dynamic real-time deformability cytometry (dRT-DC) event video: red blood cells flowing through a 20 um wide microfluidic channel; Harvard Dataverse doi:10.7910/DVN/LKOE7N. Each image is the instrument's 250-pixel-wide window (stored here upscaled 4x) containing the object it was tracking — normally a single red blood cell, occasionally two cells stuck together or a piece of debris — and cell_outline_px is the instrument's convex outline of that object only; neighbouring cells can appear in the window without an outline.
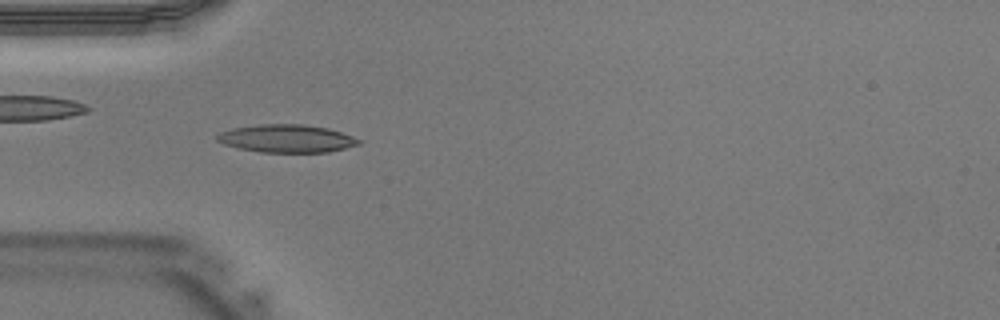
{"species": "Egyptian fruit bat (a non-hibernating species)", "species_latin": "Rousettus aegyptiacus", "temperature_condition": "warm", "stored_images_in_passage": 34, "camera_frame_rate_fps": 3000, "um_per_image_px": 0.085, "animal": {"sex": "male"}, "frame": {"image": 1, "passage_image": 6, "time_ms": 1.667, "image_size_px": [1000, 320], "cell_outline_px": [[364, 140], [360, 144], [328, 152], [260, 152], [240, 148], [224, 144], [216, 140], [216, 136], [220, 132], [232, 128], [256, 124], [304, 124], [328, 128]], "centroid_in_image_um": [24.37, 11.76], "position_along_channel_um": 60.6, "area_um2": 23.06}}
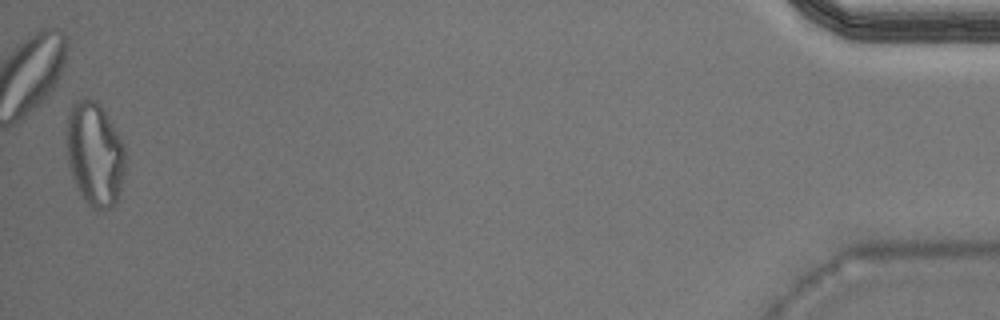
{"frame": {"image": 2, "passage_image": 34, "time_ms": 11.0, "image_size_px": [1000, 320], "cell_outline_px": [[124, 172], [120, 192], [116, 200], [108, 208], [92, 208], [84, 200], [72, 176], [68, 164], [64, 132], [68, 112], [72, 104], [76, 100], [84, 96], [96, 100], [100, 104], [120, 136], [124, 144]], "centroid_in_image_um": [8.01, 13.01], "position_along_channel_um": 427.2, "area_um2": 35.95}}